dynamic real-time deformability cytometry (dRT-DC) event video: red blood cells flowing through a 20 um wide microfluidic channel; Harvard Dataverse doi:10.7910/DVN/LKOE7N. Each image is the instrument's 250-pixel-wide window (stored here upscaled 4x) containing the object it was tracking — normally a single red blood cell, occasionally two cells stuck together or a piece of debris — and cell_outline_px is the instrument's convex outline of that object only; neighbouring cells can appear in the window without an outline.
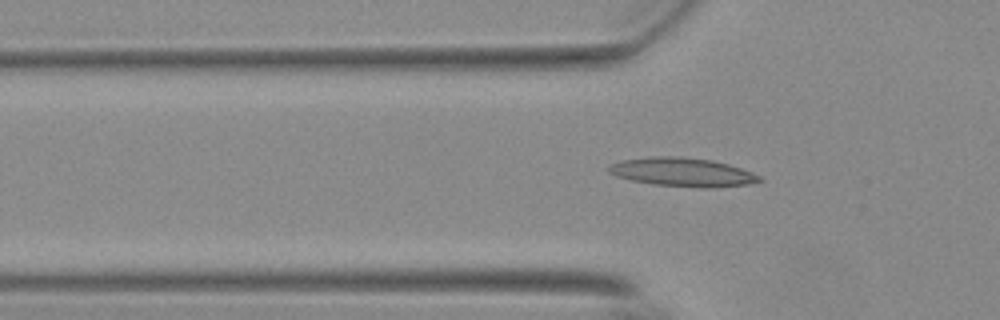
{"species": "Egyptian fruit bat (a non-hibernating species)", "species_latin": "Rousettus aegyptiacus", "temperature_condition": "warm", "stored_images_in_passage": 50, "camera_frame_rate_fps": 3000, "um_per_image_px": 0.085, "animal": {"sex": "female"}, "frame": {"image": 1, "passage_image": 19, "time_ms": 6.0, "image_size_px": [1000, 320], "cell_outline_px": [[764, 180], [748, 184], [716, 188], [700, 188], [652, 184], [632, 180], [616, 176], [608, 172], [608, 168], [612, 164], [620, 160], [648, 156], [680, 156], [712, 160], [728, 164], [752, 172], [760, 176]], "centroid_in_image_um": [58.02, 14.63], "position_along_channel_um": 67.8, "area_um2": 25.43}}
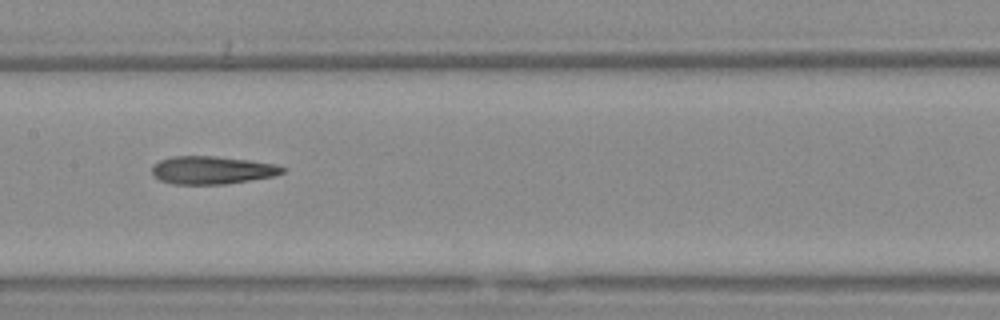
{"frame": {"image": 2, "passage_image": 29, "time_ms": 9.333, "image_size_px": [1000, 320], "cell_outline_px": [[288, 168], [284, 172], [272, 176], [224, 184], [172, 184], [160, 180], [152, 172], [152, 164], [160, 160], [172, 156], [216, 156], [248, 160], [276, 164]], "centroid_in_image_um": [18.01, 14.45], "position_along_channel_um": 189.4, "area_um2": 21.15}}
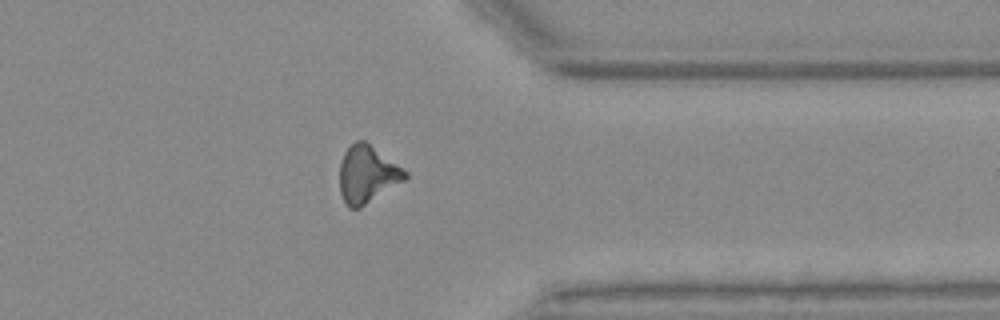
{"frame": {"image": 3, "passage_image": 45, "time_ms": 14.667, "image_size_px": [1000, 320], "cell_outline_px": [[408, 176], [404, 180], [360, 208], [348, 208], [340, 192], [340, 164], [344, 152], [356, 140], [364, 140], [408, 172]], "centroid_in_image_um": [31.2, 14.82], "position_along_channel_um": 380.2, "area_um2": 21.5}, "authors_computed_cell_mechanics": {"area_um2": 21.5594, "velocity_mm_per_s": 3.7097, "shape_relaxation_time_tau1_ms": 8.2425, "shape_relaxation_time_tau2_ms": 3.3678, "deformation_change_tau1": 0.2385, "deformation_change_tau2": 0.1575}}